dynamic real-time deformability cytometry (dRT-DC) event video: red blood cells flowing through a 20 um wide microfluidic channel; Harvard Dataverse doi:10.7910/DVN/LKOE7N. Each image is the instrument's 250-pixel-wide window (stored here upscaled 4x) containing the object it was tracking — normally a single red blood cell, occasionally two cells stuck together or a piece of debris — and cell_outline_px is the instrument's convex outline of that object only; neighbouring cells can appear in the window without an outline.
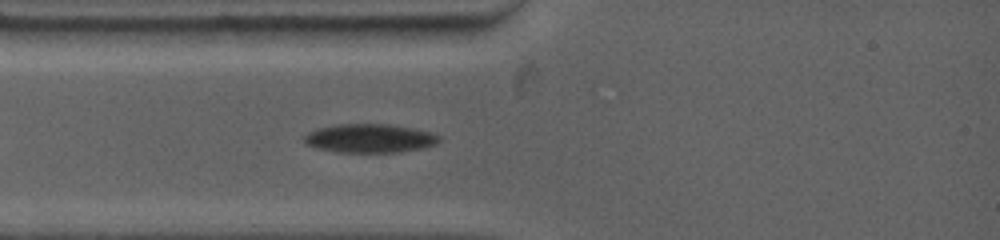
{"species": "common noctule bat (a hibernating species)", "species_latin": "Nyctalus noctula", "temperature_condition": "warm", "stored_images_in_passage": 58, "camera_frame_rate_fps": 4500, "um_per_image_px": 0.085, "animal": {"sex": "female", "body_mass_g": 19.0, "forearm_length_mm": 53.3}, "frame": {"image": 1, "passage_image": 10, "time_ms": 2.0, "image_size_px": [1000, 240], "cell_outline_px": [[440, 140], [436, 144], [424, 148], [400, 152], [336, 152], [316, 148], [304, 144], [304, 136], [308, 132], [316, 128], [340, 124], [388, 124], [412, 128], [428, 132], [440, 136]], "centroid_in_image_um": [31.39, 11.76], "position_along_channel_um": 53.6, "area_um2": 22.66}}
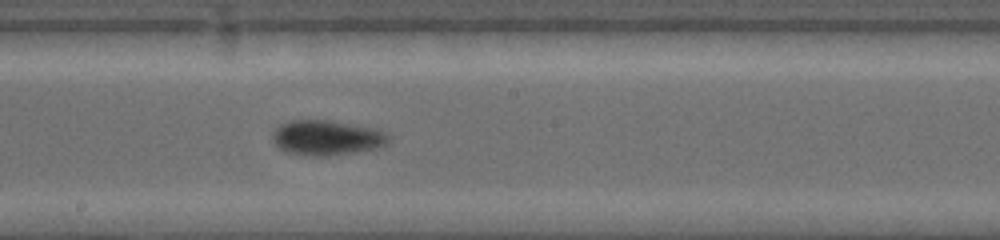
{"frame": {"image": 2, "passage_image": 31, "time_ms": 6.444, "image_size_px": [1000, 240], "cell_outline_px": [[388, 144], [380, 148], [356, 152], [328, 156], [312, 156], [284, 152], [272, 140], [272, 132], [280, 124], [288, 120], [328, 120], [376, 128], [384, 132], [388, 136]], "centroid_in_image_um": [27.76, 11.71], "position_along_channel_um": 220.4, "area_um2": 23.93}}
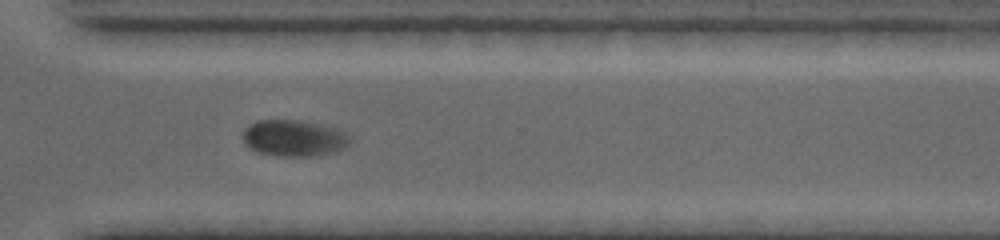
{"frame": {"image": 3, "passage_image": 45, "time_ms": 9.778, "image_size_px": [1000, 240], "cell_outline_px": [[348, 144], [324, 152], [308, 156], [292, 156], [260, 152], [252, 148], [244, 140], [244, 132], [256, 120], [304, 120], [336, 128], [348, 140]], "centroid_in_image_um": [24.91, 11.69], "position_along_channel_um": 345.7, "area_um2": 21.27}, "authors_computed_cell_mechanics": {"area_um2": 22.4842, "velocity_mm_per_s": 3.7552, "shape_relaxation_time_tau1_ms": 5.3431, "shape_relaxation_time_tau2_ms": null, "deformation_change_tau1": 0.1647, "deformation_change_tau2": null}}